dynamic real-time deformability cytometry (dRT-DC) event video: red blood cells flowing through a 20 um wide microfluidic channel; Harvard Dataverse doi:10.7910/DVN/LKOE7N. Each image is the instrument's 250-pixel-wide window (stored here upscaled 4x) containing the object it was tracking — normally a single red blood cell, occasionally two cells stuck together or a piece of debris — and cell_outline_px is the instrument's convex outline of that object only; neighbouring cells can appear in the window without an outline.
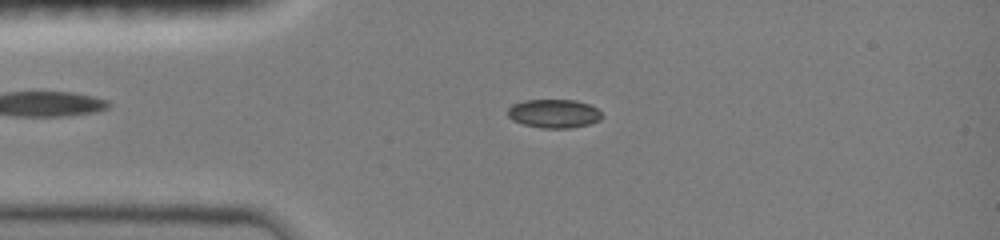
{"species": "common noctule bat (a hibernating species)", "species_latin": "Nyctalus noctula", "temperature_condition": "room temperature", "stored_images_in_passage": 47, "camera_frame_rate_fps": 3000, "um_per_image_px": 0.085, "animal": {"sex": "female", "body_mass_g": 19.0, "forearm_length_mm": 51.5}, "frame": {"image": 1, "passage_image": 10, "time_ms": 3.0, "image_size_px": [1000, 240], "cell_outline_px": [[604, 116], [600, 120], [588, 124], [568, 128], [540, 128], [524, 124], [512, 120], [508, 116], [508, 108], [512, 104], [524, 100], [576, 100], [588, 104], [596, 108]], "centroid_in_image_um": [47.07, 9.65], "position_along_channel_um": 37.9, "area_um2": 15.72}}
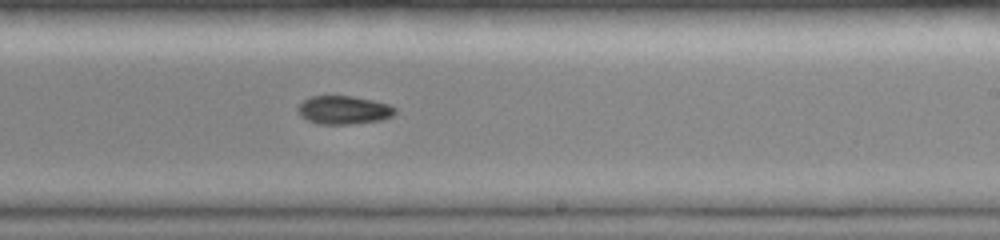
{"frame": {"image": 2, "passage_image": 28, "time_ms": 9.0, "image_size_px": [1000, 240], "cell_outline_px": [[396, 112], [392, 116], [380, 120], [348, 124], [320, 124], [308, 120], [300, 116], [296, 108], [304, 100], [312, 96], [352, 96], [372, 100], [388, 104], [396, 108]], "centroid_in_image_um": [29.2, 9.35], "position_along_channel_um": 259.8, "area_um2": 15.95}}
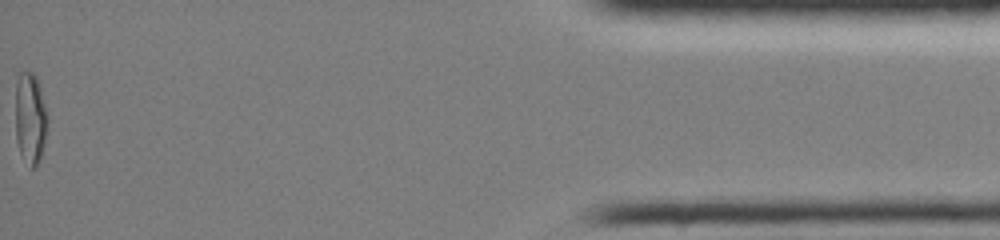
{"frame": {"image": 3, "passage_image": 47, "time_ms": 15.333, "image_size_px": [1000, 240], "cell_outline_px": [[48, 120], [40, 160], [32, 168], [20, 152], [16, 140], [16, 80], [20, 72], [32, 72], [36, 76], [40, 88]], "centroid_in_image_um": [2.56, 10.01], "position_along_channel_um": 432.6, "area_um2": 16.7}}